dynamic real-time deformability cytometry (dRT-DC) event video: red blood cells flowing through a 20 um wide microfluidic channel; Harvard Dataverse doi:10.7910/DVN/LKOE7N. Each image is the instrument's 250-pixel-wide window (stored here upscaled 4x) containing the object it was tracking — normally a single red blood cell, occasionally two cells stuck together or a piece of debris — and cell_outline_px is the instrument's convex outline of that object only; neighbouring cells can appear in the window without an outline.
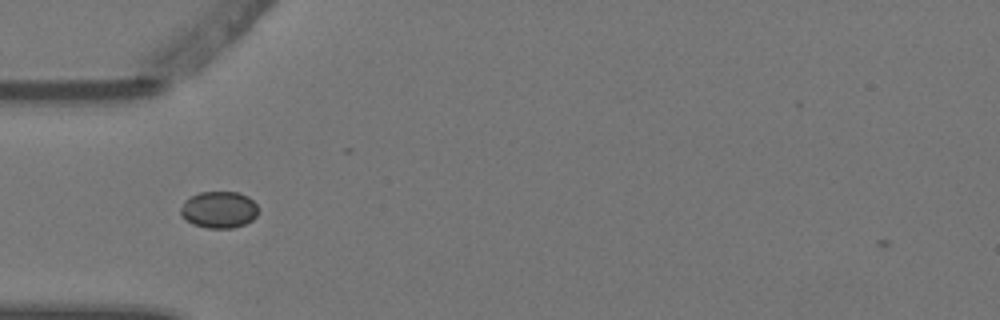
{"species": "Egyptian fruit bat (a non-hibernating species)", "species_latin": "Rousettus aegyptiacus", "temperature_condition": "warm", "stored_images_in_passage": 8, "camera_frame_rate_fps": 3000, "um_per_image_px": 0.085, "animal": {"sex": "female"}, "frame": {"image": 1, "passage_image": 6, "time_ms": 1.667, "image_size_px": [1000, 320], "cell_outline_px": [[256, 216], [252, 220], [244, 224], [232, 228], [208, 228], [192, 224], [180, 212], [180, 208], [184, 200], [200, 192], [240, 192], [248, 196], [256, 204]], "centroid_in_image_um": [18.61, 17.81], "position_along_channel_um": 66.4, "area_um2": 16.47}}
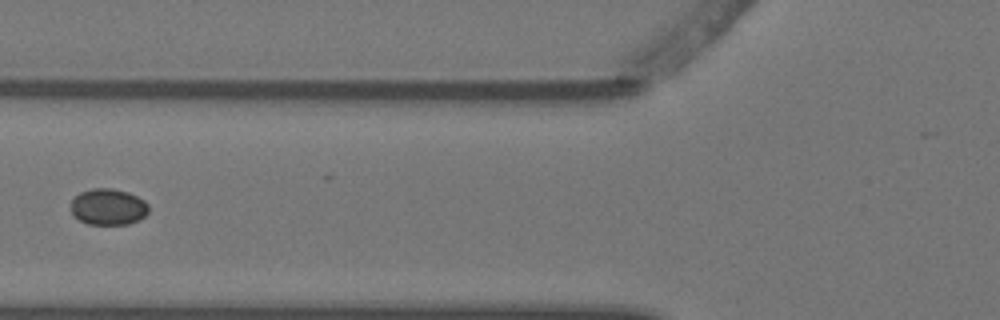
{"frame": {"image": 2, "passage_image": 7, "time_ms": 2.0, "image_size_px": [1000, 320], "cell_outline_px": [[148, 212], [144, 216], [128, 224], [88, 224], [72, 216], [72, 196], [80, 192], [92, 188], [112, 188], [128, 192], [144, 200], [148, 204]], "centroid_in_image_um": [9.17, 17.57], "position_along_channel_um": 116.6, "area_um2": 16.47}}
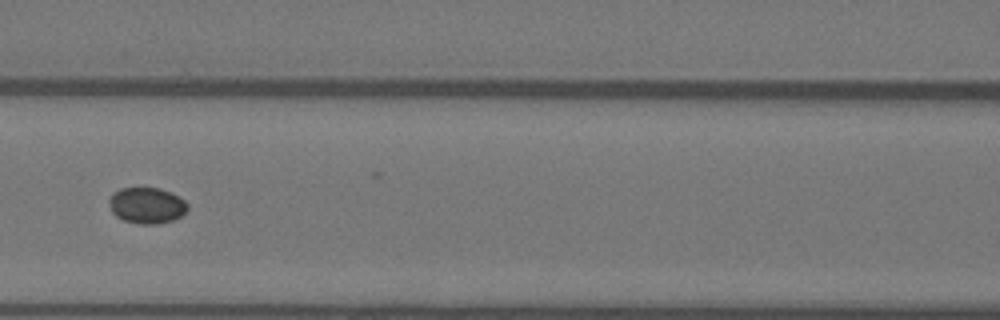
{"frame": {"image": 3, "passage_image": 8, "time_ms": 2.333, "image_size_px": [1000, 320], "cell_outline_px": [[188, 208], [180, 216], [172, 220], [160, 224], [140, 224], [124, 220], [116, 216], [112, 212], [108, 204], [108, 200], [112, 192], [120, 188], [160, 188], [184, 200], [188, 204]], "centroid_in_image_um": [12.43, 17.46], "position_along_channel_um": 154.2, "area_um2": 16.47}}